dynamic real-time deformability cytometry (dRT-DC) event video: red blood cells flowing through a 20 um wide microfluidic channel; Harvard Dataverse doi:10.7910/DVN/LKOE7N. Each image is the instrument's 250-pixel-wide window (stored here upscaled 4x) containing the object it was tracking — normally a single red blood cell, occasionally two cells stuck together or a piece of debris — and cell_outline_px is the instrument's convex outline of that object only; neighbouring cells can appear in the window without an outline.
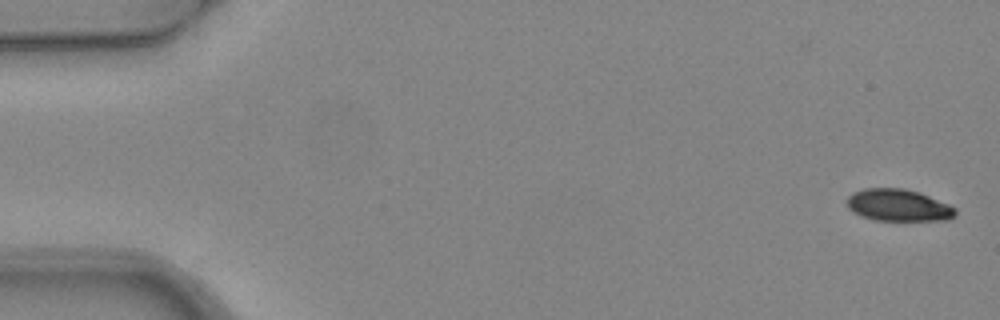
{"species": "common noctule bat (a hibernating species)", "species_latin": "Nyctalus noctula", "temperature_condition": "warm", "stored_images_in_passage": 5, "camera_frame_rate_fps": 3000, "um_per_image_px": 0.085, "animal": {"sex": "female", "body_mass_g": 24.6, "forearm_length_mm": 56.2}, "frame": {"image": 1, "passage_image": 1, "time_ms": 0.0, "image_size_px": [1000, 320], "cell_outline_px": [[956, 216], [948, 220], [876, 220], [860, 216], [852, 212], [848, 208], [848, 196], [852, 192], [864, 188], [904, 188], [920, 192], [948, 204], [956, 208]], "centroid_in_image_um": [76.36, 17.44], "position_along_channel_um": 8.6, "area_um2": 20.35}}
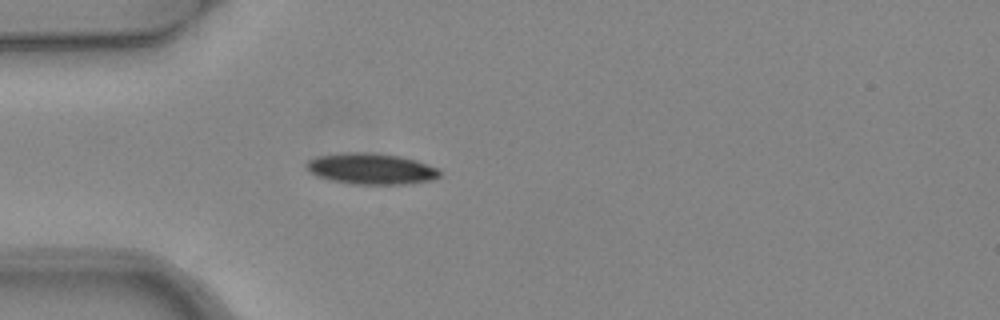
{"frame": {"image": 2, "passage_image": 5, "time_ms": 1.333, "image_size_px": [1000, 320], "cell_outline_px": [[440, 176], [432, 180], [404, 184], [352, 184], [332, 180], [316, 176], [308, 172], [304, 164], [308, 160], [316, 156], [344, 152], [368, 152], [400, 156], [416, 160], [440, 168]], "centroid_in_image_um": [31.52, 14.34], "position_along_channel_um": 53.5, "area_um2": 24.39}}